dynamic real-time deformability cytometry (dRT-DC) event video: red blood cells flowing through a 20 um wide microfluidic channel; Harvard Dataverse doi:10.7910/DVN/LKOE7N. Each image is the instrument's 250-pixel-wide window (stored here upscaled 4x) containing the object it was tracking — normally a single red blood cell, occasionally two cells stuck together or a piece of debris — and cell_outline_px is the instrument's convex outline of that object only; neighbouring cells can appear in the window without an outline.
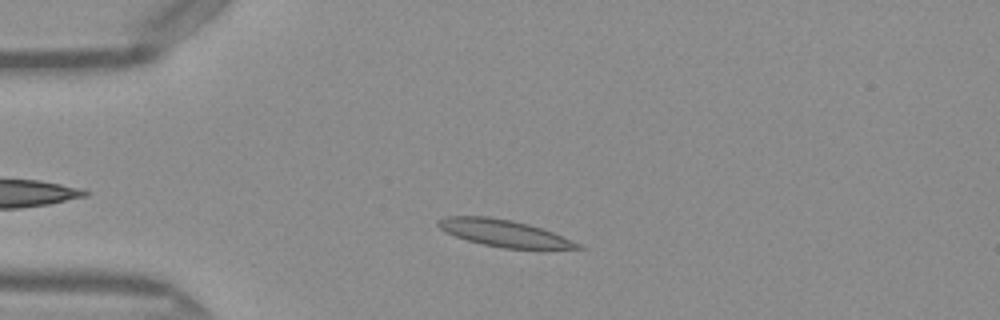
{"species": "Egyptian fruit bat (a non-hibernating species)", "species_latin": "Rousettus aegyptiacus", "temperature_condition": "warm", "stored_images_in_passage": 34, "camera_frame_rate_fps": 3000, "um_per_image_px": 0.085, "frame": {"image": 1, "passage_image": 5, "time_ms": 1.333, "image_size_px": [1000, 320], "cell_outline_px": [[584, 248], [504, 248], [484, 244], [468, 240], [456, 236], [440, 228], [436, 224], [436, 220], [448, 216], [488, 216], [512, 220], [528, 224], [552, 232], [580, 244]], "centroid_in_image_um": [42.78, 19.79], "position_along_channel_um": 42.2, "area_um2": 21.27}}
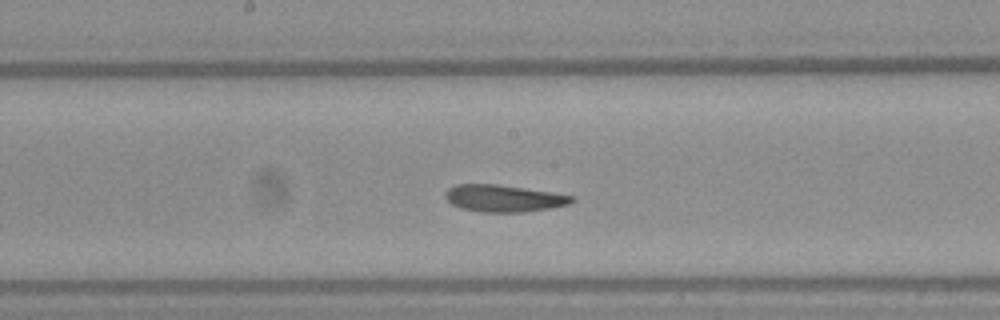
{"frame": {"image": 2, "passage_image": 19, "time_ms": 6.0, "image_size_px": [1000, 320], "cell_outline_px": [[576, 200], [568, 204], [552, 208], [524, 212], [484, 212], [460, 208], [452, 204], [444, 196], [444, 192], [448, 188], [456, 184], [496, 184], [552, 192], [576, 196]], "centroid_in_image_um": [42.83, 16.85], "position_along_channel_um": 205.4, "area_um2": 20.0}}
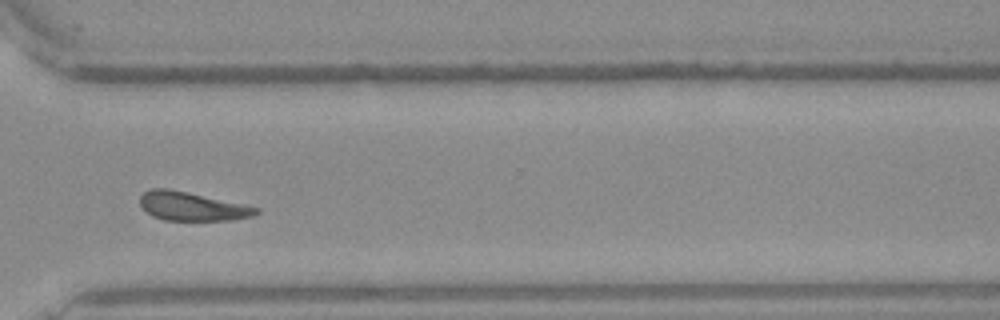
{"frame": {"image": 3, "passage_image": 30, "time_ms": 9.667, "image_size_px": [1000, 320], "cell_outline_px": [[260, 212], [252, 216], [232, 220], [164, 220], [152, 216], [140, 208], [140, 196], [144, 192], [152, 188], [168, 188], [188, 192], [260, 208]], "centroid_in_image_um": [16.28, 17.54], "position_along_channel_um": 354.3, "area_um2": 19.42}, "authors_computed_cell_mechanics": {"area_um2": 20.9525, "velocity_mm_per_s": 4.0545, "shape_relaxation_time_tau1_ms": 5.0564, "shape_relaxation_time_tau2_ms": 3.4904, "deformation_change_tau1": 0.1363, "deformation_change_tau2": 0.1075}}